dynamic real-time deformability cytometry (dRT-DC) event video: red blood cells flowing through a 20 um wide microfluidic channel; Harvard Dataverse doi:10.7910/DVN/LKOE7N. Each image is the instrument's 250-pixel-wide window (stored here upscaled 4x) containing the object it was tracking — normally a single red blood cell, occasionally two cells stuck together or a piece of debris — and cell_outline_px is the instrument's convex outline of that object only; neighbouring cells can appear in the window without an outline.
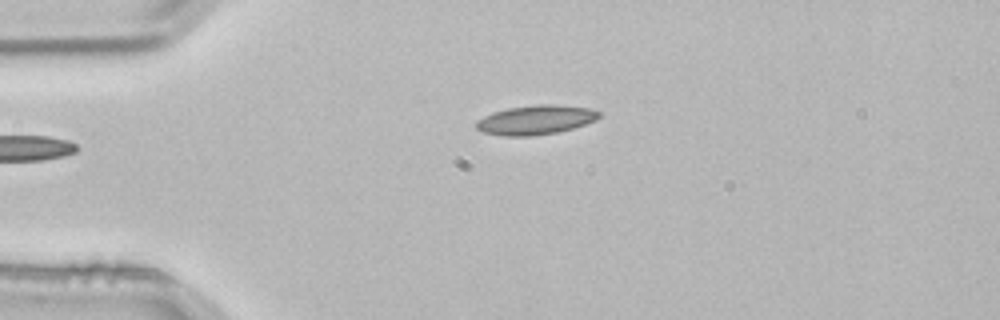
{"species": "common noctule bat (a hibernating species)", "species_latin": "Nyctalus noctula", "temperature_condition": "room temperature", "stored_images_in_passage": 2, "camera_frame_rate_fps": 3000, "um_per_image_px": 0.085, "animal": {"sex": "male", "body_mass_g": 21.5, "forearm_length_mm": 52.0}, "frame": {"image": 1, "passage_image": 1, "time_ms": 0.0, "image_size_px": [1000, 320], "cell_outline_px": [[600, 116], [596, 120], [572, 128], [556, 132], [532, 136], [504, 136], [484, 132], [476, 128], [476, 120], [492, 112], [508, 108], [540, 104], [552, 104], [588, 108], [600, 112]], "centroid_in_image_um": [45.5, 10.19], "position_along_channel_um": 39.5, "area_um2": 20.81}}
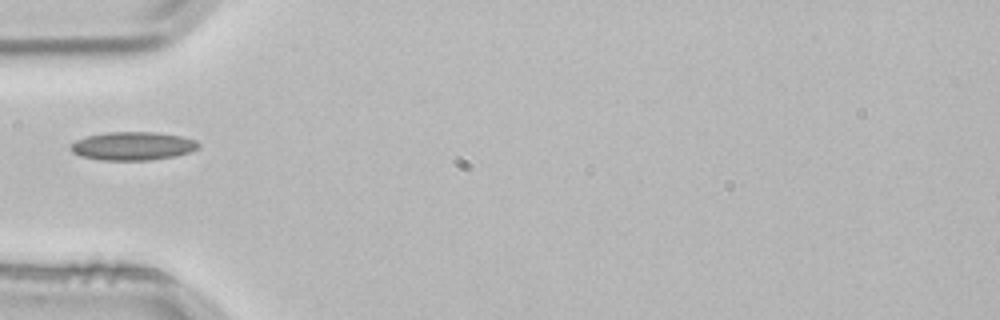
{"frame": {"image": 2, "passage_image": 2, "time_ms": 0.333, "image_size_px": [1000, 320], "cell_outline_px": [[200, 148], [176, 156], [152, 160], [100, 160], [80, 156], [72, 152], [68, 148], [76, 140], [88, 136], [108, 132], [156, 132], [184, 136], [196, 140], [200, 144]], "centroid_in_image_um": [11.31, 12.41], "position_along_channel_um": 73.7, "area_um2": 21.33}}